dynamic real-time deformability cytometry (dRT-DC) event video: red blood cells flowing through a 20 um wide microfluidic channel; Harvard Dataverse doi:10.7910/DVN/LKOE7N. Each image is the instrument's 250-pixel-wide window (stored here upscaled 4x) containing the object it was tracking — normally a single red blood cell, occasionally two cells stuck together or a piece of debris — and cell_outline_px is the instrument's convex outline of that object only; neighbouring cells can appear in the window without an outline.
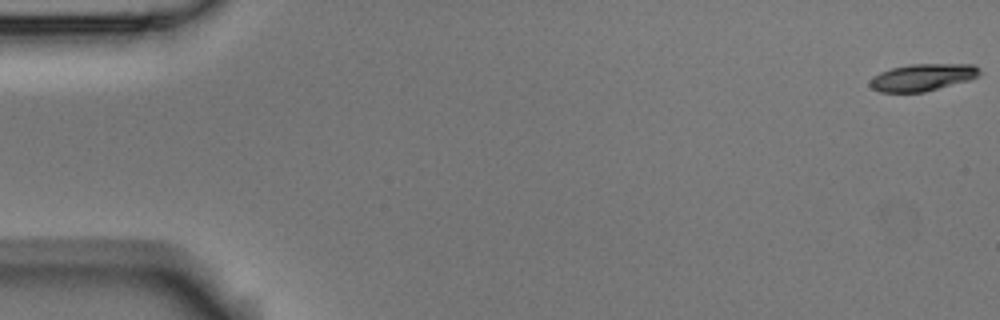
{"species": "Egyptian fruit bat (a non-hibernating species)", "species_latin": "Rousettus aegyptiacus", "temperature_condition": "room temperature", "stored_images_in_passage": 54, "camera_frame_rate_fps": 3000, "um_per_image_px": 0.085, "animal": {"sex": "male"}, "frame": {"image": 1, "passage_image": 1, "time_ms": 0.0, "image_size_px": [1000, 320], "cell_outline_px": [[980, 76], [968, 80], [924, 92], [880, 92], [872, 88], [868, 84], [872, 76], [880, 72], [892, 68], [908, 64], [972, 64], [980, 68]], "centroid_in_image_um": [78.4, 6.57], "position_along_channel_um": 6.6, "area_um2": 17.34}}
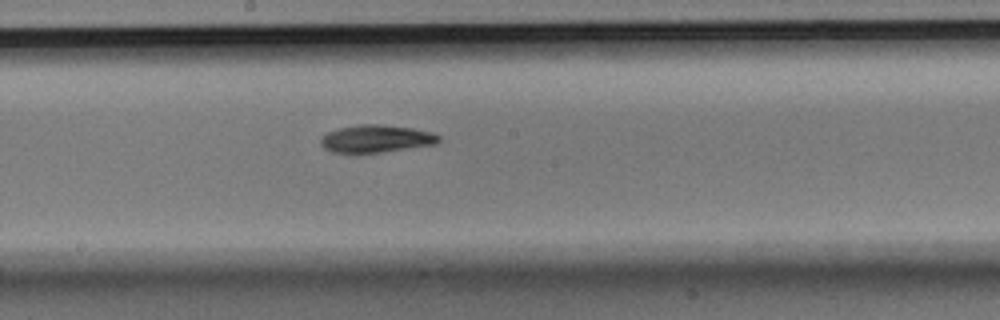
{"frame": {"image": 2, "passage_image": 29, "time_ms": 9.333, "image_size_px": [1000, 320], "cell_outline_px": [[440, 140], [436, 144], [356, 156], [352, 156], [332, 152], [324, 148], [320, 144], [320, 140], [328, 132], [340, 128], [360, 124], [380, 124], [412, 128], [432, 132], [440, 136]], "centroid_in_image_um": [31.93, 11.83], "position_along_channel_um": 216.3, "area_um2": 19.54}}
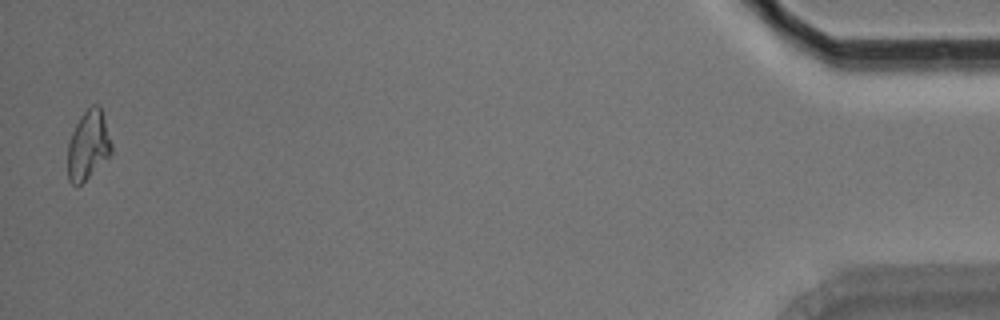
{"frame": {"image": 3, "passage_image": 53, "time_ms": 17.333, "image_size_px": [1000, 320], "cell_outline_px": [[112, 152], [80, 184], [72, 184], [68, 180], [68, 144], [72, 132], [80, 116], [92, 104], [100, 104], [112, 144]], "centroid_in_image_um": [7.49, 12.29], "position_along_channel_um": 427.7, "area_um2": 17.28}, "authors_computed_cell_mechanics": {"area_um2": 18.2648, "velocity_mm_per_s": 3.7773, "shape_relaxation_time_tau1_ms": 3.7773, "shape_relaxation_time_tau2_ms": null, "deformation_change_tau1": 0.1422, "deformation_change_tau2": null}}